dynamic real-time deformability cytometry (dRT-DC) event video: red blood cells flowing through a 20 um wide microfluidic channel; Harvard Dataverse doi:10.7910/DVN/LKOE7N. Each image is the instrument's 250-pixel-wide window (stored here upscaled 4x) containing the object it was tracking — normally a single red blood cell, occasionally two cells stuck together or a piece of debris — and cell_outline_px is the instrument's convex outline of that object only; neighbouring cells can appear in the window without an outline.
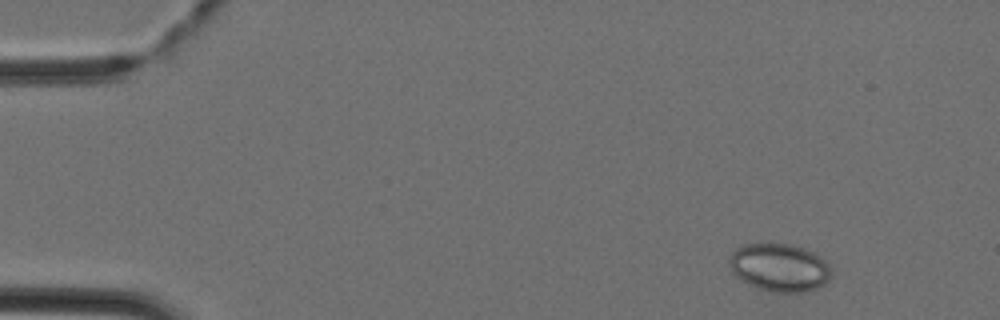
{"species": "Egyptian fruit bat (a non-hibernating species)", "species_latin": "Rousettus aegyptiacus", "temperature_condition": "cold", "stored_images_in_passage": 40, "camera_frame_rate_fps": 3000, "um_per_image_px": 0.085, "animal": {"sex": "female"}, "frame": {"image": 1, "passage_image": 1, "time_ms": 0.0, "image_size_px": [1000, 320], "cell_outline_px": [[828, 280], [824, 284], [816, 288], [800, 292], [772, 292], [756, 288], [748, 284], [736, 276], [732, 272], [728, 260], [732, 252], [736, 248], [744, 244], [792, 244], [804, 248], [820, 256], [828, 264]], "centroid_in_image_um": [66.2, 22.73], "position_along_channel_um": 18.8, "area_um2": 28.26}}
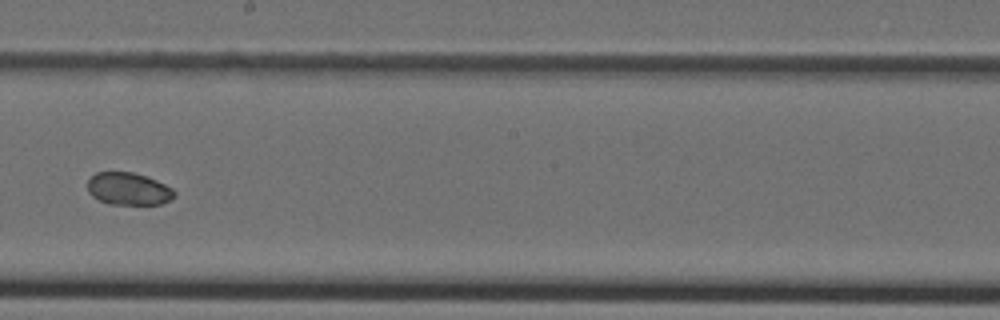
{"frame": {"image": 2, "passage_image": 22, "time_ms": 7.0, "image_size_px": [1000, 320], "cell_outline_px": [[176, 196], [172, 200], [160, 204], [108, 204], [92, 196], [88, 192], [88, 180], [96, 172], [132, 172], [156, 180], [172, 188], [176, 192]], "centroid_in_image_um": [10.94, 16.06], "position_along_channel_um": 237.3, "area_um2": 16.42}}
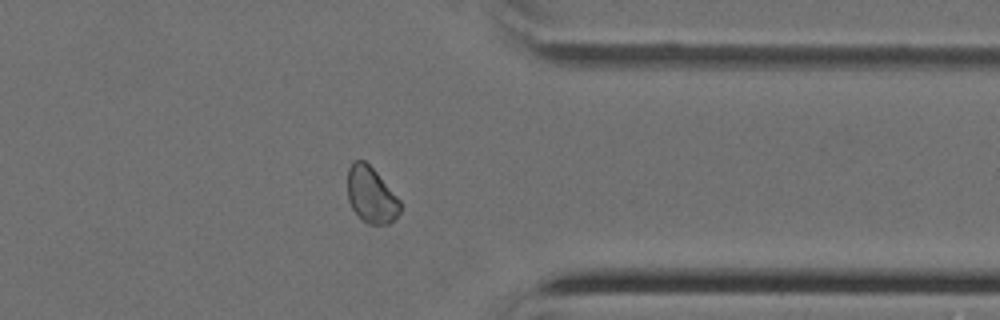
{"frame": {"image": 3, "passage_image": 32, "time_ms": 10.333, "image_size_px": [1000, 320], "cell_outline_px": [[400, 212], [388, 224], [368, 224], [352, 208], [348, 200], [348, 168], [352, 160], [364, 160], [376, 172], [400, 200]], "centroid_in_image_um": [31.53, 16.55], "position_along_channel_um": 379.9, "area_um2": 16.88}}